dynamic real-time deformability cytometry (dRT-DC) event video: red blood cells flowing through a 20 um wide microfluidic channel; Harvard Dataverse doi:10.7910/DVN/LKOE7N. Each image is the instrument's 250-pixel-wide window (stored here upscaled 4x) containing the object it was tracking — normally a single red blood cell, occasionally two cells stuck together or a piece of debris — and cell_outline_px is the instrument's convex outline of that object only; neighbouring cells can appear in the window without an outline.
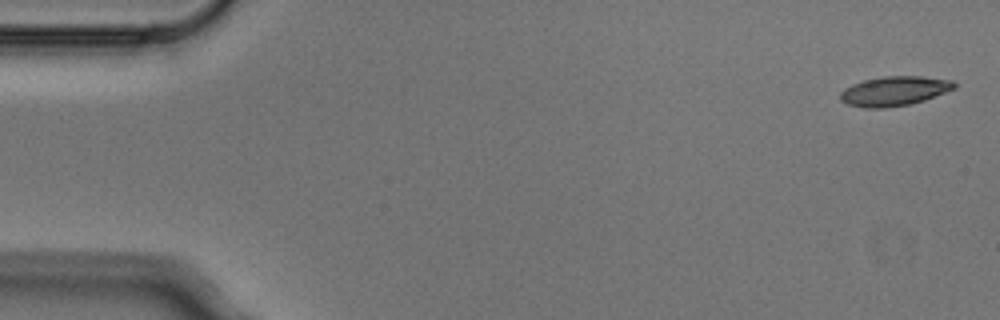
{"species": "Egyptian fruit bat (a non-hibernating species)", "species_latin": "Rousettus aegyptiacus", "temperature_condition": "cold", "stored_images_in_passage": 9, "camera_frame_rate_fps": 3000, "um_per_image_px": 0.085, "animal": {"sex": "male"}, "frame": {"image": 1, "passage_image": 1, "time_ms": 0.0, "image_size_px": [1000, 320], "cell_outline_px": [[956, 88], [924, 100], [908, 104], [884, 108], [864, 108], [848, 104], [840, 100], [840, 92], [844, 88], [852, 84], [864, 80], [884, 76], [924, 76], [952, 80], [956, 84]], "centroid_in_image_um": [76.0, 7.73], "position_along_channel_um": 9.0, "area_um2": 19.59}}
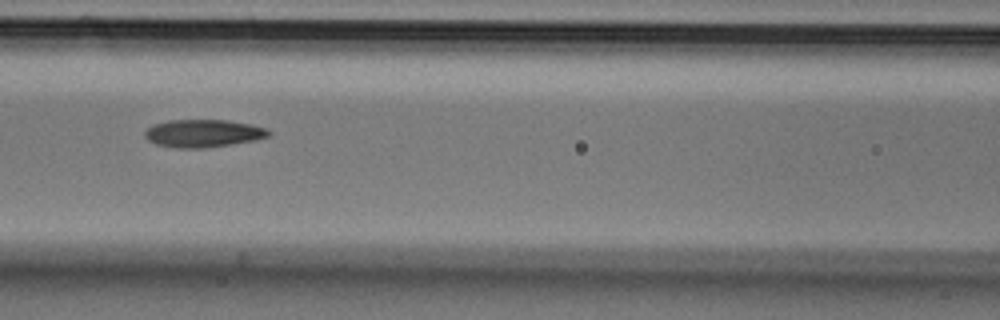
{"frame": {"image": 2, "passage_image": 7, "time_ms": 2.0, "image_size_px": [1000, 320], "cell_outline_px": [[272, 132], [268, 136], [252, 140], [232, 144], [204, 148], [172, 148], [156, 144], [148, 140], [144, 136], [144, 132], [152, 124], [168, 120], [224, 120], [252, 124], [268, 128]], "centroid_in_image_um": [17.25, 11.33], "position_along_channel_um": 149.4, "area_um2": 20.11}}
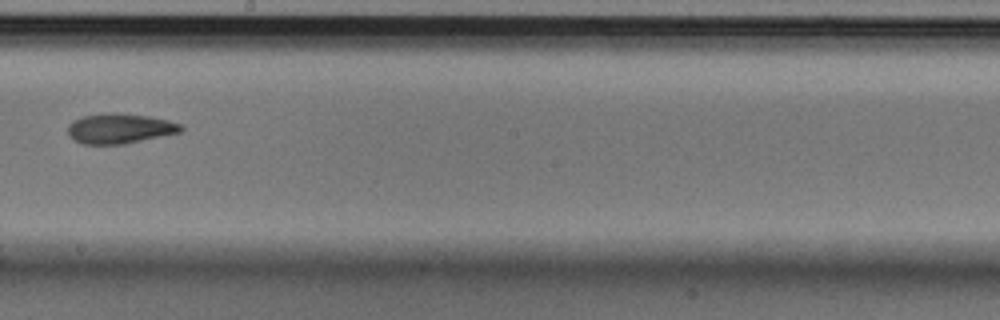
{"frame": {"image": 3, "passage_image": 9, "time_ms": 2.667, "image_size_px": [1000, 320], "cell_outline_px": [[184, 128], [180, 132], [124, 144], [80, 144], [72, 140], [68, 136], [68, 124], [72, 120], [80, 116], [104, 112], [116, 112], [148, 116], [168, 120], [184, 124]], "centroid_in_image_um": [10.13, 10.91], "position_along_channel_um": 238.1, "area_um2": 20.23}}